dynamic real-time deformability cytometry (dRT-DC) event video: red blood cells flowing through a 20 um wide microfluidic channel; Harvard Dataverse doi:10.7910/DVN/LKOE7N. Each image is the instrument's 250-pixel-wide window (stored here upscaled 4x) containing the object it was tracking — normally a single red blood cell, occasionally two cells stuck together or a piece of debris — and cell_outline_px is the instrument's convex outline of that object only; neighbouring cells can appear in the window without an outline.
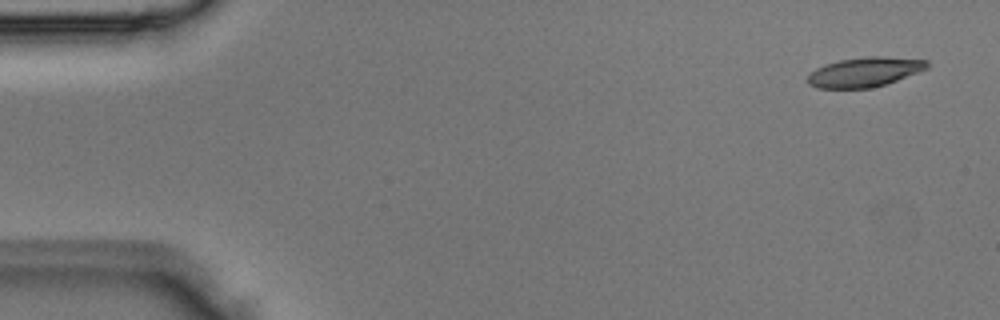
{"species": "Egyptian fruit bat (a non-hibernating species)", "species_latin": "Rousettus aegyptiacus", "temperature_condition": "room temperature", "stored_images_in_passage": 3, "camera_frame_rate_fps": 3000, "um_per_image_px": 0.085, "animal": {"sex": "male"}, "frame": {"image": 1, "passage_image": 1, "time_ms": 0.0, "image_size_px": [1000, 320], "cell_outline_px": [[928, 68], [920, 72], [872, 88], [816, 88], [808, 84], [808, 76], [816, 68], [824, 64], [840, 60], [868, 56], [884, 56], [928, 60]], "centroid_in_image_um": [73.5, 6.12], "position_along_channel_um": 11.5, "area_um2": 20.58}}